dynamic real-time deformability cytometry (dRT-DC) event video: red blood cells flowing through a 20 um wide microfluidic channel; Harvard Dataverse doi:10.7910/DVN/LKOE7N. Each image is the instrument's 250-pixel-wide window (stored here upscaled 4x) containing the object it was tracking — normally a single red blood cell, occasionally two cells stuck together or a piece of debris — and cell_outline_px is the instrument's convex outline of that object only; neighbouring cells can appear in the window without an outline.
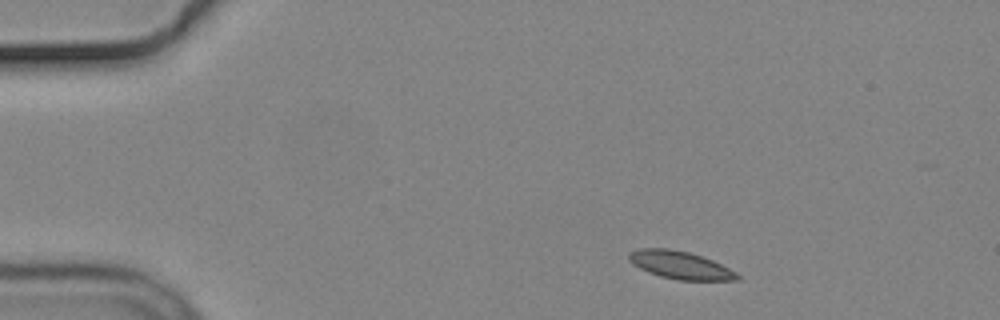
{"species": "common noctule bat (a hibernating species)", "species_latin": "Nyctalus noctula", "temperature_condition": "cold", "stored_images_in_passage": 4, "camera_frame_rate_fps": 3000, "um_per_image_px": 0.085, "animal": {"sex": "male", "body_mass_g": 19.2, "forearm_length_mm": 51.8}, "frame": {"image": 1, "passage_image": 1, "time_ms": 0.0, "image_size_px": [1000, 320], "cell_outline_px": [[740, 280], [680, 280], [660, 276], [648, 272], [632, 264], [628, 260], [628, 252], [640, 248], [668, 248], [688, 252], [712, 260], [736, 272], [740, 276]], "centroid_in_image_um": [57.78, 22.53], "position_along_channel_um": 27.2, "area_um2": 17.46}}
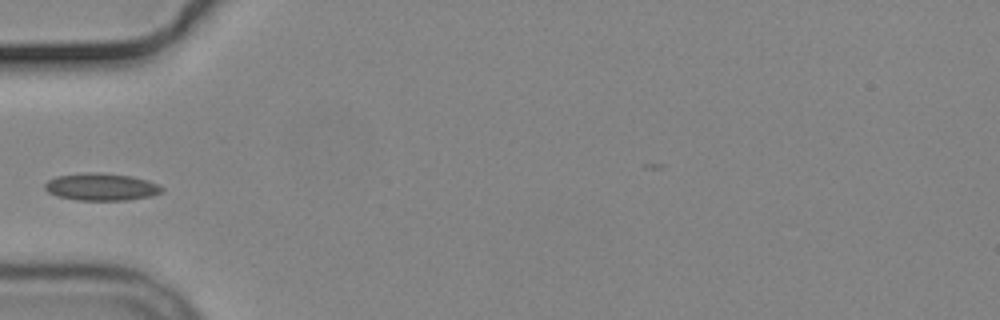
{"frame": {"image": 2, "passage_image": 4, "time_ms": 3.333, "image_size_px": [1000, 320], "cell_outline_px": [[164, 192], [152, 196], [124, 200], [76, 200], [56, 196], [48, 192], [44, 188], [44, 184], [48, 180], [56, 176], [88, 172], [100, 172], [132, 176], [148, 180], [164, 188]], "centroid_in_image_um": [8.61, 15.88], "position_along_channel_um": 76.4, "area_um2": 18.79}}